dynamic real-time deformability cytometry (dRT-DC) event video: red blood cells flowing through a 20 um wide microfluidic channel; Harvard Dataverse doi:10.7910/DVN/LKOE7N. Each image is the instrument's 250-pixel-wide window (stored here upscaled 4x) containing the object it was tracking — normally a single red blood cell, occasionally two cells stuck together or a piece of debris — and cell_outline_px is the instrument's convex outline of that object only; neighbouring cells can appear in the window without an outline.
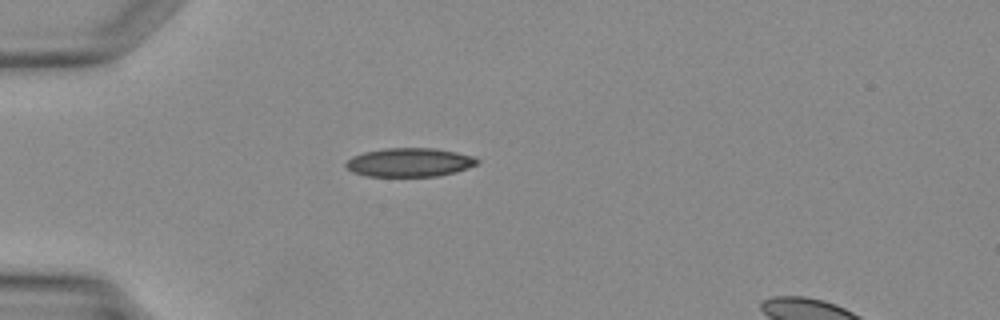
{"species": "Egyptian fruit bat (a non-hibernating species)", "species_latin": "Rousettus aegyptiacus", "temperature_condition": "warm", "stored_images_in_passage": 30, "camera_frame_rate_fps": 3000, "um_per_image_px": 0.085, "animal": {"sex": "female"}, "frame": {"image": 1, "passage_image": 1, "time_ms": 0.0, "image_size_px": [1000, 320], "cell_outline_px": [[480, 160], [476, 164], [468, 168], [456, 172], [440, 176], [368, 176], [352, 172], [344, 164], [352, 156], [364, 152], [384, 148], [436, 148], [476, 156]], "centroid_in_image_um": [34.84, 13.79], "position_along_channel_um": 50.2, "area_um2": 22.14}}
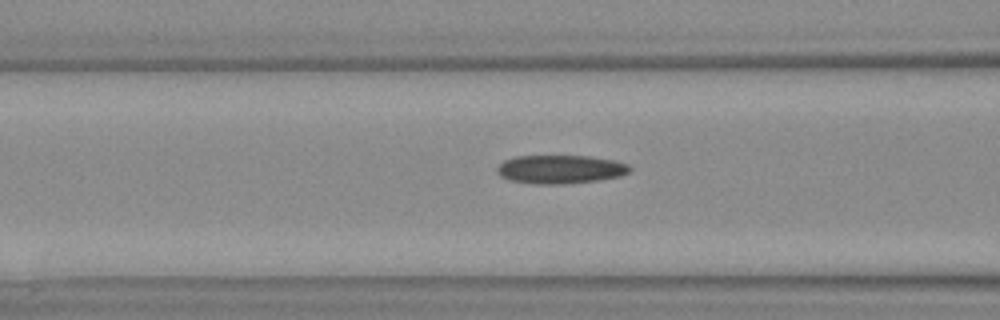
{"frame": {"image": 2, "passage_image": 6, "time_ms": 1.667, "image_size_px": [1000, 320], "cell_outline_px": [[632, 168], [628, 172], [620, 176], [596, 180], [560, 184], [536, 184], [512, 180], [500, 176], [496, 168], [504, 160], [516, 156], [588, 156], [616, 160], [628, 164]], "centroid_in_image_um": [47.64, 14.38], "position_along_channel_um": 119.0, "area_um2": 21.91}}
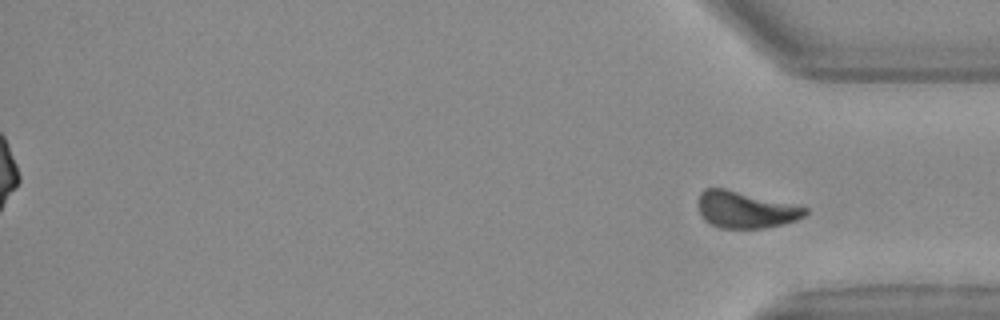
{"frame": {"image": 3, "passage_image": 30, "time_ms": 9.667, "image_size_px": [1000, 320], "cell_outline_px": [[808, 212], [804, 216], [796, 220], [784, 224], [764, 228], [720, 228], [704, 220], [696, 204], [700, 192], [704, 188], [724, 188], [808, 208]], "centroid_in_image_um": [63.32, 17.83], "position_along_channel_um": 371.9, "area_um2": 22.77}}